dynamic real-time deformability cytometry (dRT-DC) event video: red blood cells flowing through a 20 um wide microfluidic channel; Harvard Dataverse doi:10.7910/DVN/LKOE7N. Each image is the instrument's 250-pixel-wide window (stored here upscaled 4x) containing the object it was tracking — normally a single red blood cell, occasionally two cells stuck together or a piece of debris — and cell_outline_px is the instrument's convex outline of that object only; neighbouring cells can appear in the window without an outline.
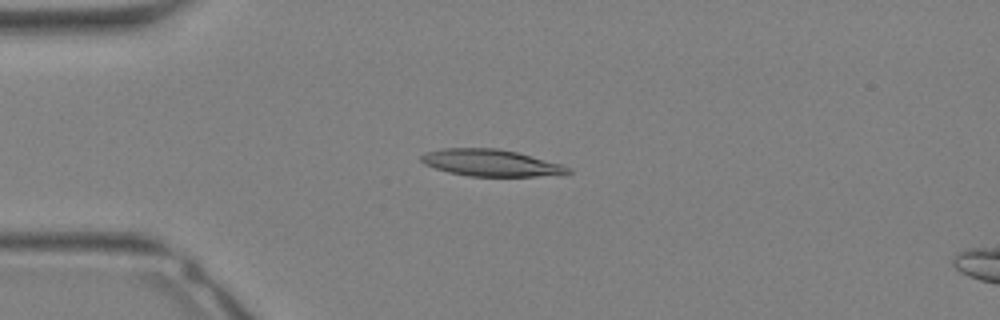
{"species": "Egyptian fruit bat (a non-hibernating species)", "species_latin": "Rousettus aegyptiacus", "temperature_condition": "warm", "stored_images_in_passage": 14, "camera_frame_rate_fps": 3000, "um_per_image_px": 0.085, "animal": {"sex": "female"}, "frame": {"image": 1, "passage_image": 2, "time_ms": 0.333, "image_size_px": [1000, 320], "cell_outline_px": [[572, 172], [536, 176], [468, 176], [448, 172], [424, 164], [420, 160], [420, 156], [424, 152], [440, 148], [496, 148], [516, 152], [560, 164], [572, 168]], "centroid_in_image_um": [41.64, 13.83], "position_along_channel_um": 43.4, "area_um2": 22.72}}
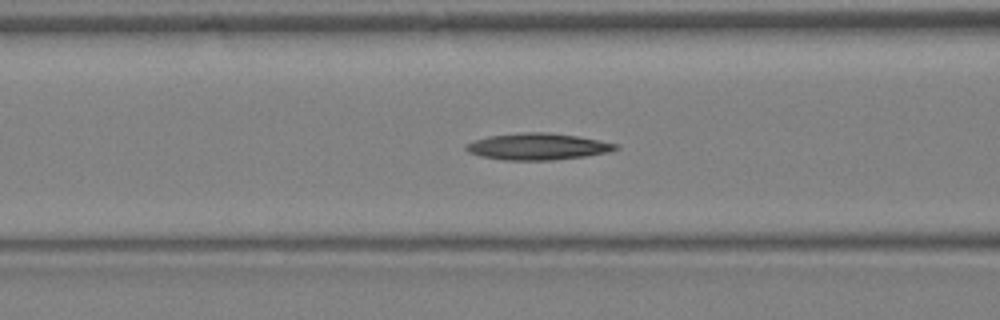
{"frame": {"image": 2, "passage_image": 7, "time_ms": 2.0, "image_size_px": [1000, 320], "cell_outline_px": [[620, 148], [608, 152], [584, 156], [552, 160], [504, 160], [480, 156], [468, 152], [464, 148], [468, 144], [476, 140], [488, 136], [520, 132], [548, 132], [576, 136], [620, 144]], "centroid_in_image_um": [45.71, 12.45], "position_along_channel_um": 120.9, "area_um2": 23.12}}
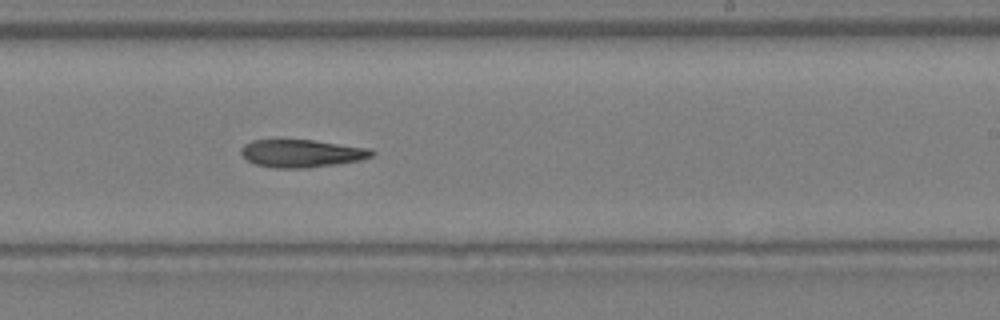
{"frame": {"image": 3, "passage_image": 14, "time_ms": 4.333, "image_size_px": [1000, 320], "cell_outline_px": [[376, 152], [372, 156], [360, 160], [336, 164], [308, 168], [276, 168], [256, 164], [248, 160], [240, 152], [240, 148], [244, 144], [252, 140], [312, 140], [372, 148]], "centroid_in_image_um": [25.67, 13.03], "position_along_channel_um": 263.3, "area_um2": 21.15}}